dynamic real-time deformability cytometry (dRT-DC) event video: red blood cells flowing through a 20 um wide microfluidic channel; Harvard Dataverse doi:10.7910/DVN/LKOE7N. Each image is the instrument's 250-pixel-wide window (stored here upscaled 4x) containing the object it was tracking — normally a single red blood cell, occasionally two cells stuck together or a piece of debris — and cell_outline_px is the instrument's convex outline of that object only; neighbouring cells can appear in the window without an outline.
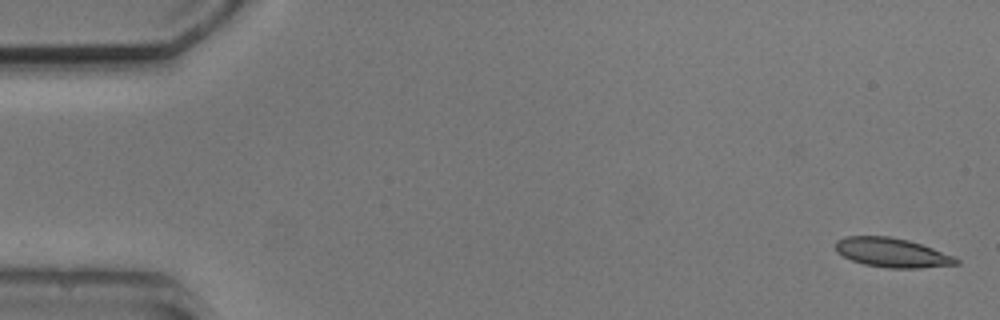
{"species": "common noctule bat (a hibernating species)", "species_latin": "Nyctalus noctula", "temperature_condition": "cold", "stored_images_in_passage": 4, "camera_frame_rate_fps": 3000, "um_per_image_px": 0.085, "animal": {"sex": "male", "body_mass_g": 20.5, "forearm_length_mm": 52.5}, "frame": {"image": 1, "passage_image": 1, "time_ms": 0.0, "image_size_px": [1000, 320], "cell_outline_px": [[960, 264], [920, 268], [888, 268], [864, 264], [852, 260], [836, 252], [836, 240], [844, 236], [888, 236], [908, 240], [956, 256], [960, 260]], "centroid_in_image_um": [75.84, 21.47], "position_along_channel_um": 9.2, "area_um2": 20.63}}
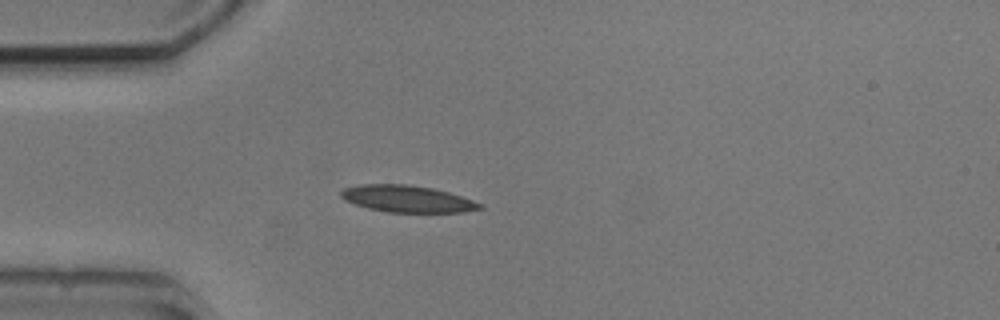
{"frame": {"image": 2, "passage_image": 4, "time_ms": 4.333, "image_size_px": [1000, 320], "cell_outline_px": [[484, 208], [464, 212], [388, 212], [368, 208], [344, 200], [340, 196], [340, 192], [344, 188], [360, 184], [408, 184], [432, 188], [448, 192], [484, 204]], "centroid_in_image_um": [34.62, 16.9], "position_along_channel_um": 50.4, "area_um2": 21.68}}